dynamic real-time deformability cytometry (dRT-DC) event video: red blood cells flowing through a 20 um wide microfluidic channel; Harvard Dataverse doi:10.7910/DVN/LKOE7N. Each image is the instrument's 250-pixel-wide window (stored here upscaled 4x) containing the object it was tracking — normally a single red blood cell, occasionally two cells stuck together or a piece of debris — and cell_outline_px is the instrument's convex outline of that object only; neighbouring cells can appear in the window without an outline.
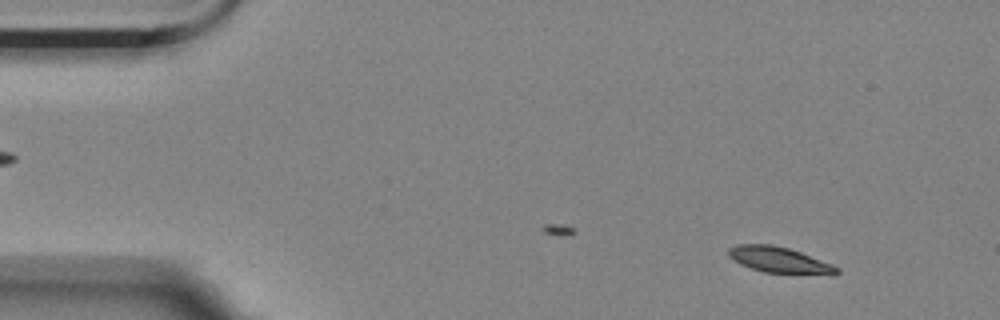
{"species": "Egyptian fruit bat (a non-hibernating species)", "species_latin": "Rousettus aegyptiacus", "temperature_condition": "room temperature", "stored_images_in_passage": 6, "camera_frame_rate_fps": 3000, "um_per_image_px": 0.085, "animal": {"sex": "female"}, "frame": {"image": 1, "passage_image": 2, "time_ms": 0.333, "image_size_px": [1000, 320], "cell_outline_px": [[840, 272], [836, 276], [832, 276], [764, 272], [740, 264], [728, 256], [728, 248], [736, 244], [772, 244], [788, 248], [800, 252], [832, 264], [840, 268]], "centroid_in_image_um": [66.31, 22.12], "position_along_channel_um": 18.7, "area_um2": 16.7}}
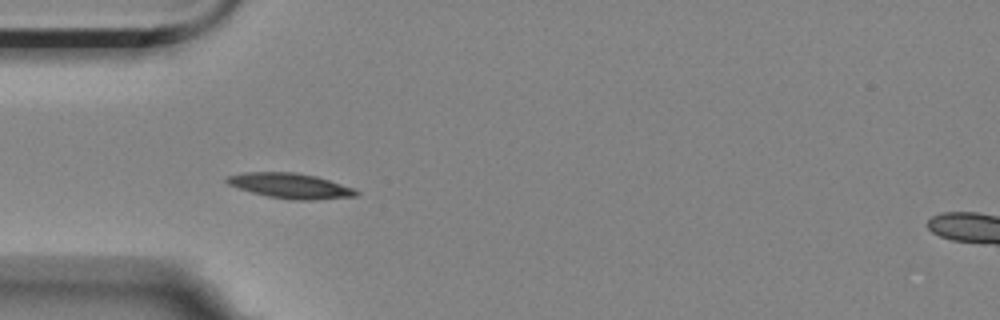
{"frame": {"image": 2, "passage_image": 5, "time_ms": 1.333, "image_size_px": [1000, 320], "cell_outline_px": [[360, 196], [312, 200], [292, 200], [268, 196], [252, 192], [228, 184], [224, 180], [228, 176], [244, 172], [296, 172], [316, 176], [356, 188], [360, 192]], "centroid_in_image_um": [24.75, 15.79], "position_along_channel_um": 60.2, "area_um2": 19.07}}
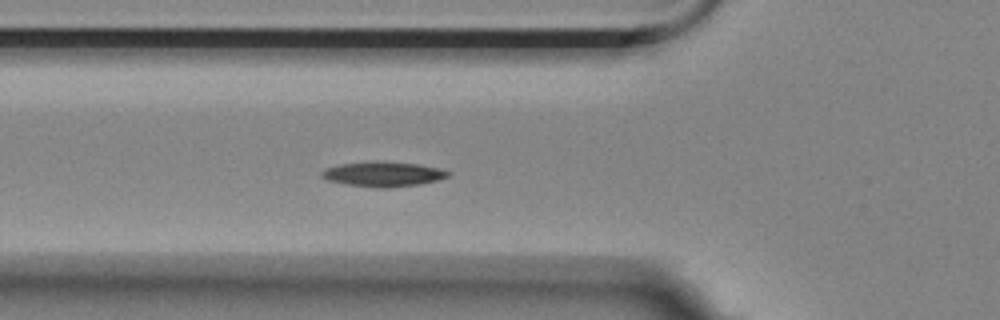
{"frame": {"image": 3, "passage_image": 6, "time_ms": 1.667, "image_size_px": [1000, 320], "cell_outline_px": [[452, 172], [448, 176], [436, 180], [420, 184], [388, 188], [376, 188], [348, 184], [328, 180], [320, 176], [320, 172], [324, 168], [340, 164], [376, 160], [420, 164], [440, 168]], "centroid_in_image_um": [32.56, 14.78], "position_along_channel_um": 93.2, "area_um2": 18.55}}